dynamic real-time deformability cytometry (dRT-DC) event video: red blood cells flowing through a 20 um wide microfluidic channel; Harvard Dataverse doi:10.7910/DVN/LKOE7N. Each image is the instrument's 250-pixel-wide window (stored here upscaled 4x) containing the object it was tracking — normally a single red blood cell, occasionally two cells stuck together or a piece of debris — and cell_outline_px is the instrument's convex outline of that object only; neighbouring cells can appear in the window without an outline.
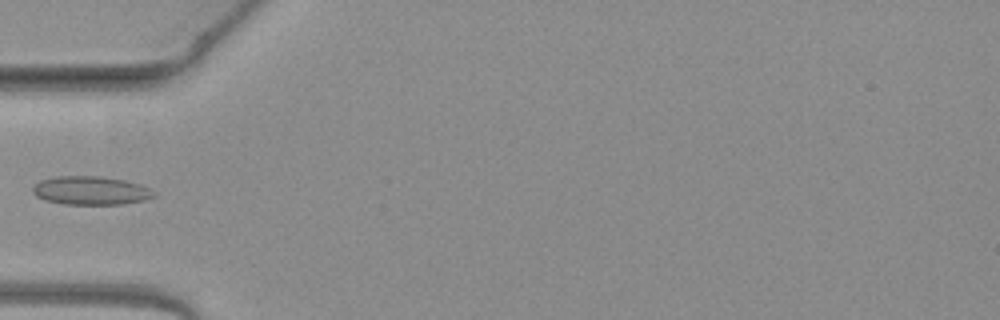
{"species": "common noctule bat (a hibernating species)", "species_latin": "Nyctalus noctula", "temperature_condition": "warm", "stored_images_in_passage": 32, "camera_frame_rate_fps": 3000, "um_per_image_px": 0.085, "animal": {"sex": "female", "body_mass_g": 19.3, "forearm_length_mm": 54.1}, "frame": {"image": 1, "passage_image": 1, "time_ms": 0.0, "image_size_px": [1000, 320], "cell_outline_px": [[156, 196], [144, 200], [124, 204], [64, 204], [44, 200], [36, 196], [32, 192], [32, 188], [40, 180], [56, 176], [100, 176], [124, 180], [140, 184], [148, 188]], "centroid_in_image_um": [7.68, 16.19], "position_along_channel_um": 77.3, "area_um2": 20.11}}